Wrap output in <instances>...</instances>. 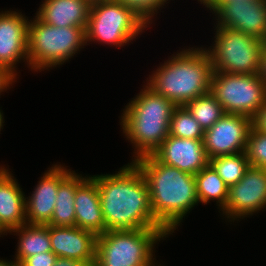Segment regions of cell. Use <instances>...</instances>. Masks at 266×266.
Returning <instances> with one entry per match:
<instances>
[{
    "label": "cell",
    "instance_id": "1",
    "mask_svg": "<svg viewBox=\"0 0 266 266\" xmlns=\"http://www.w3.org/2000/svg\"><path fill=\"white\" fill-rule=\"evenodd\" d=\"M113 174L92 175L108 230L164 229L154 218L148 183L132 161Z\"/></svg>",
    "mask_w": 266,
    "mask_h": 266
},
{
    "label": "cell",
    "instance_id": "2",
    "mask_svg": "<svg viewBox=\"0 0 266 266\" xmlns=\"http://www.w3.org/2000/svg\"><path fill=\"white\" fill-rule=\"evenodd\" d=\"M134 163L148 183L155 220L173 235L183 218L199 204L194 175L161 163L153 154Z\"/></svg>",
    "mask_w": 266,
    "mask_h": 266
},
{
    "label": "cell",
    "instance_id": "3",
    "mask_svg": "<svg viewBox=\"0 0 266 266\" xmlns=\"http://www.w3.org/2000/svg\"><path fill=\"white\" fill-rule=\"evenodd\" d=\"M185 48L160 63L145 80L149 88L176 106H184L210 92L213 74L212 62L204 46Z\"/></svg>",
    "mask_w": 266,
    "mask_h": 266
},
{
    "label": "cell",
    "instance_id": "4",
    "mask_svg": "<svg viewBox=\"0 0 266 266\" xmlns=\"http://www.w3.org/2000/svg\"><path fill=\"white\" fill-rule=\"evenodd\" d=\"M122 110L120 129L132 144V162L153 154L169 135L170 120L177 107L170 99L155 93L147 85Z\"/></svg>",
    "mask_w": 266,
    "mask_h": 266
},
{
    "label": "cell",
    "instance_id": "5",
    "mask_svg": "<svg viewBox=\"0 0 266 266\" xmlns=\"http://www.w3.org/2000/svg\"><path fill=\"white\" fill-rule=\"evenodd\" d=\"M28 23V67L41 72L69 62L86 45V28L55 27L36 15ZM70 59V60H69Z\"/></svg>",
    "mask_w": 266,
    "mask_h": 266
},
{
    "label": "cell",
    "instance_id": "6",
    "mask_svg": "<svg viewBox=\"0 0 266 266\" xmlns=\"http://www.w3.org/2000/svg\"><path fill=\"white\" fill-rule=\"evenodd\" d=\"M165 229L108 230L97 235L94 266H164L156 262V244Z\"/></svg>",
    "mask_w": 266,
    "mask_h": 266
},
{
    "label": "cell",
    "instance_id": "7",
    "mask_svg": "<svg viewBox=\"0 0 266 266\" xmlns=\"http://www.w3.org/2000/svg\"><path fill=\"white\" fill-rule=\"evenodd\" d=\"M146 28L149 26L121 3L115 0L95 2L91 4L85 30L86 45L99 42L119 49L138 39Z\"/></svg>",
    "mask_w": 266,
    "mask_h": 266
},
{
    "label": "cell",
    "instance_id": "8",
    "mask_svg": "<svg viewBox=\"0 0 266 266\" xmlns=\"http://www.w3.org/2000/svg\"><path fill=\"white\" fill-rule=\"evenodd\" d=\"M214 40L205 47L213 72L259 74L264 42L244 32L215 26Z\"/></svg>",
    "mask_w": 266,
    "mask_h": 266
},
{
    "label": "cell",
    "instance_id": "9",
    "mask_svg": "<svg viewBox=\"0 0 266 266\" xmlns=\"http://www.w3.org/2000/svg\"><path fill=\"white\" fill-rule=\"evenodd\" d=\"M210 93L222 105L225 114L256 115L266 100V84L259 74L213 72Z\"/></svg>",
    "mask_w": 266,
    "mask_h": 266
},
{
    "label": "cell",
    "instance_id": "10",
    "mask_svg": "<svg viewBox=\"0 0 266 266\" xmlns=\"http://www.w3.org/2000/svg\"><path fill=\"white\" fill-rule=\"evenodd\" d=\"M214 26L244 32L266 43V0L201 1ZM215 18V19H214Z\"/></svg>",
    "mask_w": 266,
    "mask_h": 266
},
{
    "label": "cell",
    "instance_id": "11",
    "mask_svg": "<svg viewBox=\"0 0 266 266\" xmlns=\"http://www.w3.org/2000/svg\"><path fill=\"white\" fill-rule=\"evenodd\" d=\"M264 208L266 209V169L250 166L239 182L229 187L227 203L219 213L223 220L225 218V222L232 224L258 214Z\"/></svg>",
    "mask_w": 266,
    "mask_h": 266
},
{
    "label": "cell",
    "instance_id": "12",
    "mask_svg": "<svg viewBox=\"0 0 266 266\" xmlns=\"http://www.w3.org/2000/svg\"><path fill=\"white\" fill-rule=\"evenodd\" d=\"M252 119L240 114H224L208 130L203 143L209 159L245 151Z\"/></svg>",
    "mask_w": 266,
    "mask_h": 266
},
{
    "label": "cell",
    "instance_id": "13",
    "mask_svg": "<svg viewBox=\"0 0 266 266\" xmlns=\"http://www.w3.org/2000/svg\"><path fill=\"white\" fill-rule=\"evenodd\" d=\"M9 10L0 11V66L7 68L17 77V65L23 61L28 66L27 40L30 19L18 9Z\"/></svg>",
    "mask_w": 266,
    "mask_h": 266
},
{
    "label": "cell",
    "instance_id": "14",
    "mask_svg": "<svg viewBox=\"0 0 266 266\" xmlns=\"http://www.w3.org/2000/svg\"><path fill=\"white\" fill-rule=\"evenodd\" d=\"M61 163L52 164L40 177L32 193L25 197L26 224L48 225L53 215L59 184L73 171Z\"/></svg>",
    "mask_w": 266,
    "mask_h": 266
},
{
    "label": "cell",
    "instance_id": "15",
    "mask_svg": "<svg viewBox=\"0 0 266 266\" xmlns=\"http://www.w3.org/2000/svg\"><path fill=\"white\" fill-rule=\"evenodd\" d=\"M153 155L161 163L192 175L209 164L203 139L193 140L168 135Z\"/></svg>",
    "mask_w": 266,
    "mask_h": 266
},
{
    "label": "cell",
    "instance_id": "16",
    "mask_svg": "<svg viewBox=\"0 0 266 266\" xmlns=\"http://www.w3.org/2000/svg\"><path fill=\"white\" fill-rule=\"evenodd\" d=\"M52 252L94 266L97 235L79 227L48 225Z\"/></svg>",
    "mask_w": 266,
    "mask_h": 266
},
{
    "label": "cell",
    "instance_id": "17",
    "mask_svg": "<svg viewBox=\"0 0 266 266\" xmlns=\"http://www.w3.org/2000/svg\"><path fill=\"white\" fill-rule=\"evenodd\" d=\"M75 226L96 235L105 232L98 186L95 178L89 174L84 176L76 173Z\"/></svg>",
    "mask_w": 266,
    "mask_h": 266
},
{
    "label": "cell",
    "instance_id": "18",
    "mask_svg": "<svg viewBox=\"0 0 266 266\" xmlns=\"http://www.w3.org/2000/svg\"><path fill=\"white\" fill-rule=\"evenodd\" d=\"M12 172L0 176V237L26 224V195Z\"/></svg>",
    "mask_w": 266,
    "mask_h": 266
},
{
    "label": "cell",
    "instance_id": "19",
    "mask_svg": "<svg viewBox=\"0 0 266 266\" xmlns=\"http://www.w3.org/2000/svg\"><path fill=\"white\" fill-rule=\"evenodd\" d=\"M36 16L55 27L86 28L91 3L87 0H42Z\"/></svg>",
    "mask_w": 266,
    "mask_h": 266
},
{
    "label": "cell",
    "instance_id": "20",
    "mask_svg": "<svg viewBox=\"0 0 266 266\" xmlns=\"http://www.w3.org/2000/svg\"><path fill=\"white\" fill-rule=\"evenodd\" d=\"M13 234L18 239L14 259L19 263L32 255L52 251L48 225L24 224L9 232Z\"/></svg>",
    "mask_w": 266,
    "mask_h": 266
},
{
    "label": "cell",
    "instance_id": "21",
    "mask_svg": "<svg viewBox=\"0 0 266 266\" xmlns=\"http://www.w3.org/2000/svg\"><path fill=\"white\" fill-rule=\"evenodd\" d=\"M194 177L199 203L206 205L210 201H216L218 212H220L227 203L229 187L210 164Z\"/></svg>",
    "mask_w": 266,
    "mask_h": 266
},
{
    "label": "cell",
    "instance_id": "22",
    "mask_svg": "<svg viewBox=\"0 0 266 266\" xmlns=\"http://www.w3.org/2000/svg\"><path fill=\"white\" fill-rule=\"evenodd\" d=\"M76 172L72 171L60 184L55 209L48 225L75 226Z\"/></svg>",
    "mask_w": 266,
    "mask_h": 266
},
{
    "label": "cell",
    "instance_id": "23",
    "mask_svg": "<svg viewBox=\"0 0 266 266\" xmlns=\"http://www.w3.org/2000/svg\"><path fill=\"white\" fill-rule=\"evenodd\" d=\"M209 164L228 187L238 183L250 167L244 152L214 157L209 159Z\"/></svg>",
    "mask_w": 266,
    "mask_h": 266
},
{
    "label": "cell",
    "instance_id": "24",
    "mask_svg": "<svg viewBox=\"0 0 266 266\" xmlns=\"http://www.w3.org/2000/svg\"><path fill=\"white\" fill-rule=\"evenodd\" d=\"M184 107L198 121L204 131L225 114L222 105L210 92L187 102Z\"/></svg>",
    "mask_w": 266,
    "mask_h": 266
},
{
    "label": "cell",
    "instance_id": "25",
    "mask_svg": "<svg viewBox=\"0 0 266 266\" xmlns=\"http://www.w3.org/2000/svg\"><path fill=\"white\" fill-rule=\"evenodd\" d=\"M169 135L198 140L203 139L204 130L184 106H177L170 120Z\"/></svg>",
    "mask_w": 266,
    "mask_h": 266
},
{
    "label": "cell",
    "instance_id": "26",
    "mask_svg": "<svg viewBox=\"0 0 266 266\" xmlns=\"http://www.w3.org/2000/svg\"><path fill=\"white\" fill-rule=\"evenodd\" d=\"M244 153L250 166L266 169V134L251 127Z\"/></svg>",
    "mask_w": 266,
    "mask_h": 266
},
{
    "label": "cell",
    "instance_id": "27",
    "mask_svg": "<svg viewBox=\"0 0 266 266\" xmlns=\"http://www.w3.org/2000/svg\"><path fill=\"white\" fill-rule=\"evenodd\" d=\"M115 1L131 9L151 28L150 25L154 22L153 18L156 17L159 11L161 12V10L165 8L164 6L170 3L169 1L171 0H115Z\"/></svg>",
    "mask_w": 266,
    "mask_h": 266
},
{
    "label": "cell",
    "instance_id": "28",
    "mask_svg": "<svg viewBox=\"0 0 266 266\" xmlns=\"http://www.w3.org/2000/svg\"><path fill=\"white\" fill-rule=\"evenodd\" d=\"M57 256L51 252H44L25 258L21 266H54Z\"/></svg>",
    "mask_w": 266,
    "mask_h": 266
},
{
    "label": "cell",
    "instance_id": "29",
    "mask_svg": "<svg viewBox=\"0 0 266 266\" xmlns=\"http://www.w3.org/2000/svg\"><path fill=\"white\" fill-rule=\"evenodd\" d=\"M17 79L18 78L7 68L0 66V98L4 92H6L8 89L13 88V85L15 84V82H17Z\"/></svg>",
    "mask_w": 266,
    "mask_h": 266
},
{
    "label": "cell",
    "instance_id": "30",
    "mask_svg": "<svg viewBox=\"0 0 266 266\" xmlns=\"http://www.w3.org/2000/svg\"><path fill=\"white\" fill-rule=\"evenodd\" d=\"M252 127L266 134V100L256 115L252 118Z\"/></svg>",
    "mask_w": 266,
    "mask_h": 266
},
{
    "label": "cell",
    "instance_id": "31",
    "mask_svg": "<svg viewBox=\"0 0 266 266\" xmlns=\"http://www.w3.org/2000/svg\"><path fill=\"white\" fill-rule=\"evenodd\" d=\"M54 266H90L88 263L69 258L58 257Z\"/></svg>",
    "mask_w": 266,
    "mask_h": 266
},
{
    "label": "cell",
    "instance_id": "32",
    "mask_svg": "<svg viewBox=\"0 0 266 266\" xmlns=\"http://www.w3.org/2000/svg\"><path fill=\"white\" fill-rule=\"evenodd\" d=\"M260 78L266 84V43H264V50L262 52V61H261V68H260Z\"/></svg>",
    "mask_w": 266,
    "mask_h": 266
},
{
    "label": "cell",
    "instance_id": "33",
    "mask_svg": "<svg viewBox=\"0 0 266 266\" xmlns=\"http://www.w3.org/2000/svg\"><path fill=\"white\" fill-rule=\"evenodd\" d=\"M0 258V266H21V264L13 258V260H7Z\"/></svg>",
    "mask_w": 266,
    "mask_h": 266
},
{
    "label": "cell",
    "instance_id": "34",
    "mask_svg": "<svg viewBox=\"0 0 266 266\" xmlns=\"http://www.w3.org/2000/svg\"><path fill=\"white\" fill-rule=\"evenodd\" d=\"M4 123H5L4 114H3V111L0 109V134H2L1 129L3 130V126L5 125Z\"/></svg>",
    "mask_w": 266,
    "mask_h": 266
},
{
    "label": "cell",
    "instance_id": "35",
    "mask_svg": "<svg viewBox=\"0 0 266 266\" xmlns=\"http://www.w3.org/2000/svg\"><path fill=\"white\" fill-rule=\"evenodd\" d=\"M7 167H0V176L7 170Z\"/></svg>",
    "mask_w": 266,
    "mask_h": 266
},
{
    "label": "cell",
    "instance_id": "36",
    "mask_svg": "<svg viewBox=\"0 0 266 266\" xmlns=\"http://www.w3.org/2000/svg\"><path fill=\"white\" fill-rule=\"evenodd\" d=\"M202 1H225L227 2V1H234V0H202Z\"/></svg>",
    "mask_w": 266,
    "mask_h": 266
},
{
    "label": "cell",
    "instance_id": "37",
    "mask_svg": "<svg viewBox=\"0 0 266 266\" xmlns=\"http://www.w3.org/2000/svg\"><path fill=\"white\" fill-rule=\"evenodd\" d=\"M87 1H89L92 4V3L99 2V1H104V0H87Z\"/></svg>",
    "mask_w": 266,
    "mask_h": 266
}]
</instances>
